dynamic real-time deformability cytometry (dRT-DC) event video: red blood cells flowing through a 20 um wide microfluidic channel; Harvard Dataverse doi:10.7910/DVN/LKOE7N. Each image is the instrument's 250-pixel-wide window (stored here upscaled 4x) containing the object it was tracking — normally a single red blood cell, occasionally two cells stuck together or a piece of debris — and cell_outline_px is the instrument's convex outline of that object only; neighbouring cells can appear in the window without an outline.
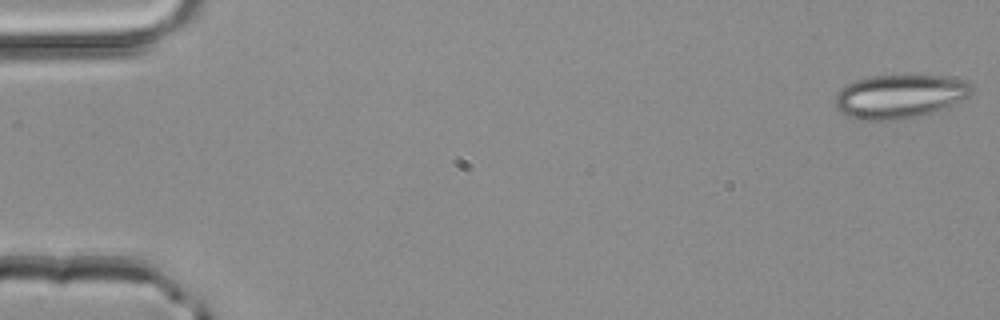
{"species": "common noctule bat (a hibernating species)", "species_latin": "Nyctalus noctula", "temperature_condition": "room temperature", "stored_images_in_passage": 10, "camera_frame_rate_fps": 3000, "um_per_image_px": 0.085, "animal": {"sex": "male", "body_mass_g": 20.4}, "frame": {"image": 1, "passage_image": 1, "time_ms": 0.0, "image_size_px": [1000, 320], "cell_outline_px": [[972, 92], [968, 96], [932, 112], [904, 120], [868, 120], [848, 116], [840, 112], [836, 108], [836, 96], [840, 88], [856, 80], [872, 76], [944, 76], [960, 80], [968, 84], [972, 88]], "centroid_in_image_um": [76.41, 8.2], "position_along_channel_um": 8.6, "area_um2": 34.1}}